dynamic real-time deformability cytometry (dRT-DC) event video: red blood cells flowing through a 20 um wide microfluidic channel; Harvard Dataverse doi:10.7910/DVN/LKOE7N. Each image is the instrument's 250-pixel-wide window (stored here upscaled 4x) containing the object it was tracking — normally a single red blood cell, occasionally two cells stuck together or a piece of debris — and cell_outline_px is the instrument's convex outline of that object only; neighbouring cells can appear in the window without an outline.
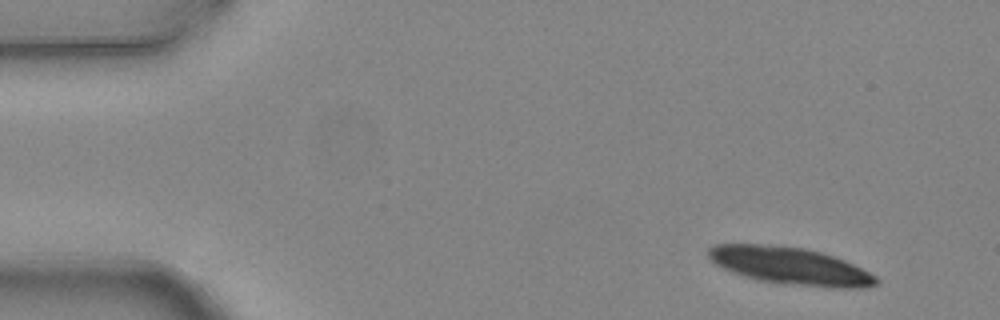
{"species": "common noctule bat (a hibernating species)", "species_latin": "Nyctalus noctula", "temperature_condition": "warm", "stored_images_in_passage": 4, "camera_frame_rate_fps": 3000, "um_per_image_px": 0.085, "animal": {"sex": "female", "body_mass_g": 24.6, "forearm_length_mm": 56.2}, "frame": {"image": 1, "passage_image": 1, "time_ms": 0.0, "image_size_px": [1000, 320], "cell_outline_px": [[880, 280], [876, 284], [860, 288], [832, 288], [776, 284], [756, 280], [744, 276], [724, 268], [716, 264], [708, 256], [708, 248], [716, 244], [764, 244], [804, 248], [820, 252], [844, 260], [876, 276]], "centroid_in_image_um": [67.16, 22.62], "position_along_channel_um": 17.8, "area_um2": 36.53}}